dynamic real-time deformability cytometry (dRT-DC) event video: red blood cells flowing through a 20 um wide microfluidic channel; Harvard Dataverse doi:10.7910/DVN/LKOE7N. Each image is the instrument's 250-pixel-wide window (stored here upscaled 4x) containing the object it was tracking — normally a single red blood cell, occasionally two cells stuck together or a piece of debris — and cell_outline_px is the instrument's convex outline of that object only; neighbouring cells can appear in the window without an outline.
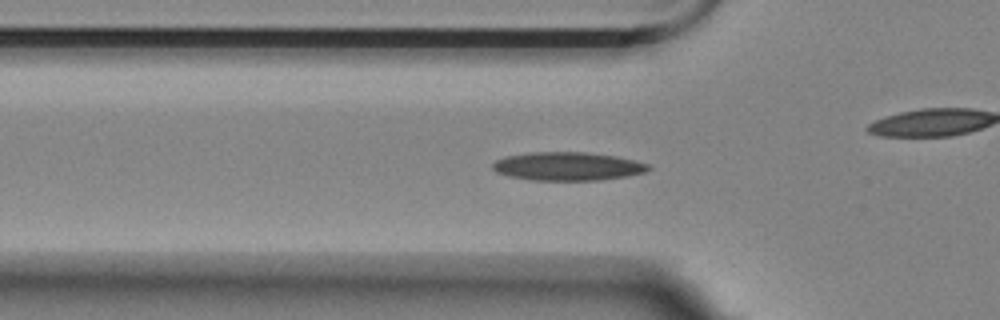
{"species": "Egyptian fruit bat (a non-hibernating species)", "species_latin": "Rousettus aegyptiacus", "temperature_condition": "room temperature", "stored_images_in_passage": 56, "camera_frame_rate_fps": 3000, "um_per_image_px": 0.085, "animal": {"sex": "female"}, "frame": {"image": 1, "passage_image": 17, "time_ms": 5.333, "image_size_px": [1000, 320], "cell_outline_px": [[652, 168], [644, 172], [628, 176], [600, 180], [528, 180], [508, 176], [496, 172], [492, 168], [492, 164], [496, 160], [508, 156], [532, 152], [584, 152], [616, 156], [648, 164]], "centroid_in_image_um": [48.24, 14.14], "position_along_channel_um": 77.6, "area_um2": 25.72}}
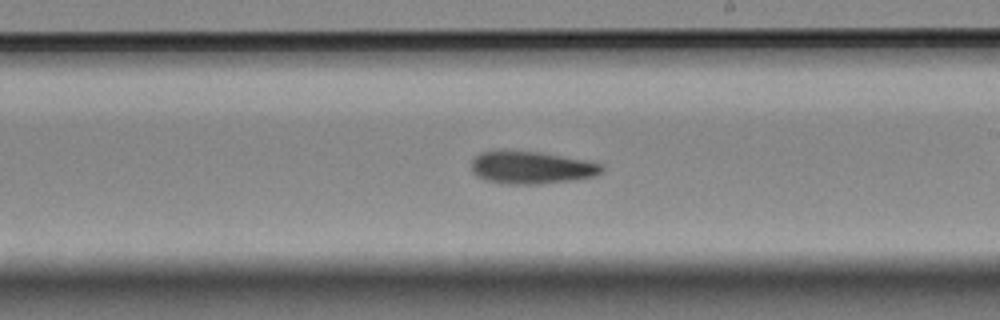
{"frame": {"image": 2, "passage_image": 31, "time_ms": 10.0, "image_size_px": [1000, 320], "cell_outline_px": [[604, 168], [596, 176], [572, 180], [536, 184], [508, 184], [488, 180], [476, 176], [472, 172], [472, 160], [480, 152], [540, 152], [588, 160], [604, 164]], "centroid_in_image_um": [45.23, 14.25], "position_along_channel_um": 243.8, "area_um2": 24.39}}
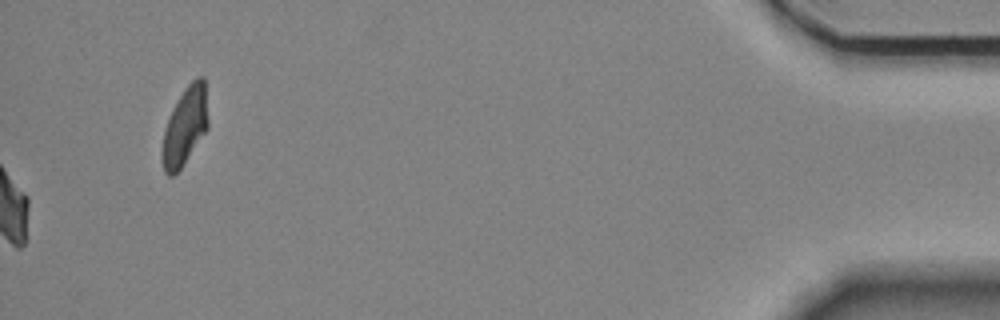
{"frame": {"image": 3, "passage_image": 56, "time_ms": 18.333, "image_size_px": [1000, 320], "cell_outline_px": [[208, 128], [180, 168], [172, 176], [168, 176], [164, 172], [160, 156], [160, 152], [164, 128], [172, 108], [184, 88], [196, 76], [204, 76], [208, 120]], "centroid_in_image_um": [15.69, 10.72], "position_along_channel_um": 419.5, "area_um2": 21.04}}